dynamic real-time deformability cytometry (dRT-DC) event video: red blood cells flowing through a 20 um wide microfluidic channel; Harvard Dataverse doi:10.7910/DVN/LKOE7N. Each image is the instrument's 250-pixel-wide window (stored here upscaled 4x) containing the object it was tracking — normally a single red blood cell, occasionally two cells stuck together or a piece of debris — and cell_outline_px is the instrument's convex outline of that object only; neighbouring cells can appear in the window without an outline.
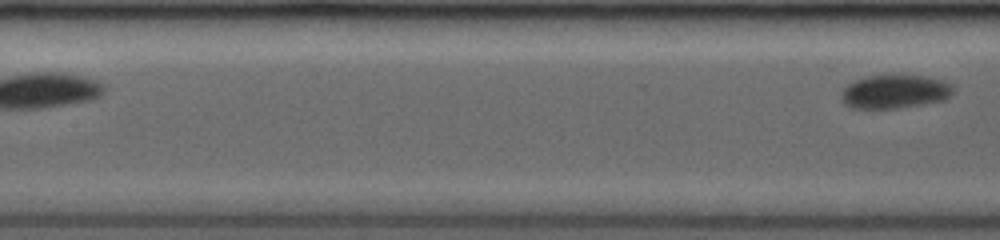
{"species": "common noctule bat (a hibernating species)", "species_latin": "Nyctalus noctula", "temperature_condition": "room temperature", "stored_images_in_passage": 11, "segment_of_instrument_passage": [2, 2], "camera_frame_rate_fps": 3500, "um_per_image_px": 0.085, "animal": {"sex": "female", "body_mass_g": 19.0, "forearm_length_mm": 53.3}, "frame": {"image": 1, "passage_image": 11, "time_ms": 4.857, "image_size_px": [1000, 240], "cell_outline_px": [[952, 92], [944, 100], [924, 104], [900, 108], [852, 108], [844, 104], [844, 88], [852, 80], [864, 76], [892, 72], [896, 72], [928, 76], [944, 80], [952, 84]], "centroid_in_image_um": [76.08, 7.72], "position_along_channel_um": 131.3, "area_um2": 22.72}}